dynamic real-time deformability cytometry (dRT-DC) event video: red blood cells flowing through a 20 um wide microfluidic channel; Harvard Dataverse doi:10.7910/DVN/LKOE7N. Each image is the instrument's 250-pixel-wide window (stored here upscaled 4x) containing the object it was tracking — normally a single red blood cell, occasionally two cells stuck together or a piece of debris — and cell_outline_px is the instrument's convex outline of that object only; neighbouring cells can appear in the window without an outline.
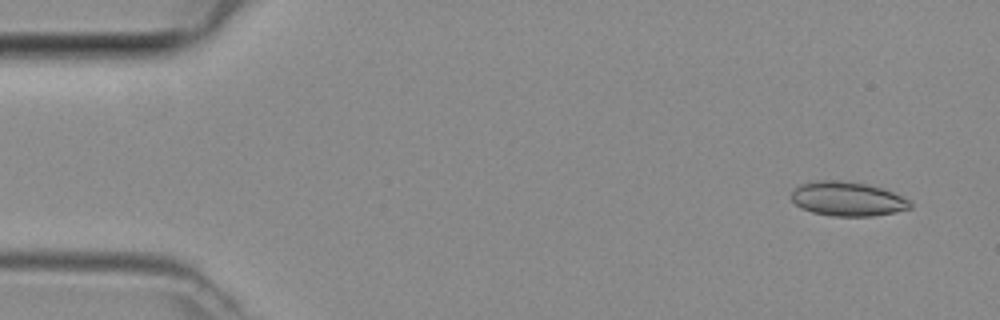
{"species": "common noctule bat (a hibernating species)", "species_latin": "Nyctalus noctula", "temperature_condition": "room temperature", "stored_images_in_passage": 3, "camera_frame_rate_fps": 3000, "um_per_image_px": 0.085, "animal": {"sex": "female", "body_mass_g": 29.2, "forearm_length_mm": 56.3}, "frame": {"image": 1, "passage_image": 1, "time_ms": 0.0, "image_size_px": [1000, 320], "cell_outline_px": [[912, 208], [896, 212], [872, 216], [832, 216], [812, 212], [800, 208], [792, 200], [792, 192], [800, 184], [816, 180], [840, 180], [864, 184], [884, 188], [908, 200], [912, 204]], "centroid_in_image_um": [72.03, 16.91], "position_along_channel_um": 13.0, "area_um2": 23.7}}